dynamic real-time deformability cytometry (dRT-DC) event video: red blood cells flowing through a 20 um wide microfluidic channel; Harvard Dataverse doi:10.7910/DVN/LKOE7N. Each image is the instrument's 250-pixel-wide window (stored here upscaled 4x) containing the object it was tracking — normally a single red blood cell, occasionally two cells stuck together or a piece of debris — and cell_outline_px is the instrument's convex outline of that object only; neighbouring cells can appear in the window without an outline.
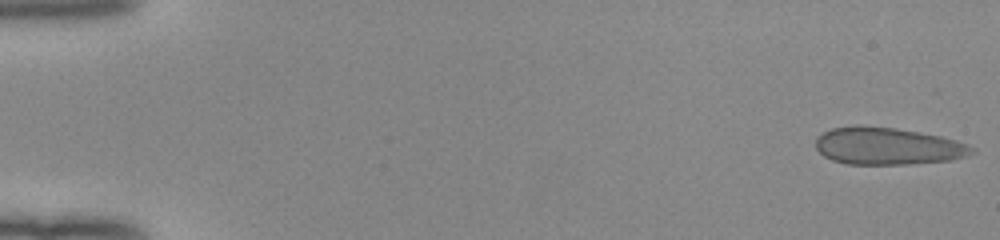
{"species": "human", "species_latin": "Homo sapiens", "temperature_condition": "room temperature", "stored_images_in_passage": 51, "camera_frame_rate_fps": 3000, "um_per_image_px": 0.085, "donor": {"sex": "female"}, "frame": {"image": 1, "passage_image": 1, "time_ms": 0.0, "image_size_px": [1000, 240], "cell_outline_px": [[976, 152], [952, 160], [908, 164], [848, 164], [832, 160], [824, 156], [816, 148], [816, 136], [832, 128], [856, 124], [896, 128], [940, 136], [956, 140], [968, 144], [976, 148]], "centroid_in_image_um": [75.44, 12.41], "position_along_channel_um": 9.6, "area_um2": 34.1}}
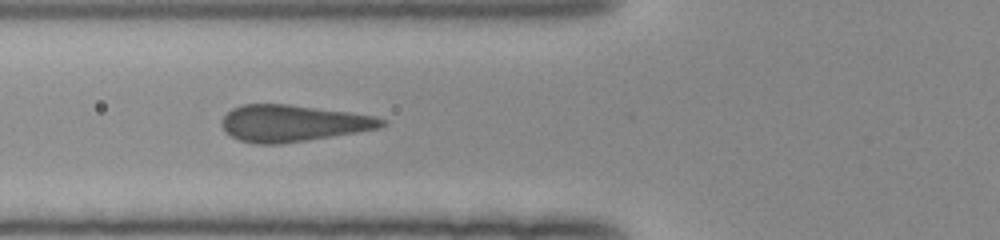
{"frame": {"image": 2, "passage_image": 20, "time_ms": 6.333, "image_size_px": [1000, 240], "cell_outline_px": [[388, 124], [380, 128], [356, 132], [280, 144], [256, 144], [240, 140], [224, 132], [220, 124], [220, 120], [232, 108], [240, 104], [288, 104], [348, 112], [376, 116], [388, 120]], "centroid_in_image_um": [24.88, 10.47], "position_along_channel_um": 100.9, "area_um2": 34.22}}
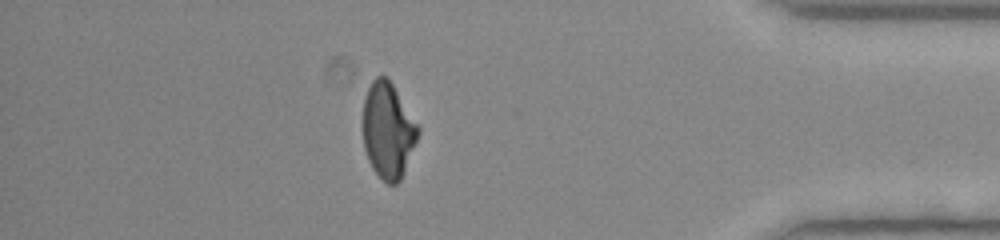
{"frame": {"image": 3, "passage_image": 45, "time_ms": 14.667, "image_size_px": [1000, 240], "cell_outline_px": [[420, 132], [400, 180], [396, 184], [388, 184], [372, 168], [368, 160], [364, 148], [364, 96], [372, 80], [376, 76], [388, 76], [420, 128]], "centroid_in_image_um": [32.98, 11.05], "position_along_channel_um": 402.2, "area_um2": 30.46}, "authors_computed_cell_mechanics": {"area_um2": 34.0442, "velocity_mm_per_s": 4.0223, "shape_relaxation_time_tau1_ms": 6.2933, "shape_relaxation_time_tau2_ms": null, "deformation_change_tau1": 0.1691, "deformation_change_tau2": null}}